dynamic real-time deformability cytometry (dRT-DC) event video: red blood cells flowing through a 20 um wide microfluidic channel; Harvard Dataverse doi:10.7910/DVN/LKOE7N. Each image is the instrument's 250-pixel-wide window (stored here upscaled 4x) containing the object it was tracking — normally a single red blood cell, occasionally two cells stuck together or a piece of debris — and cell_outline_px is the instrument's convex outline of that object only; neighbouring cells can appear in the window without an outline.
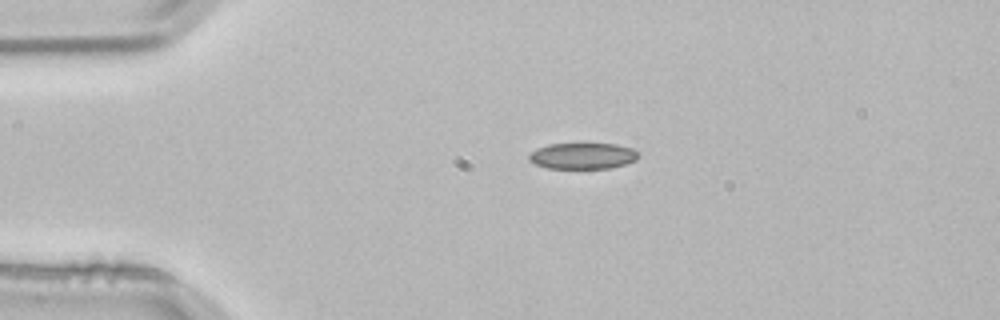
{"species": "common noctule bat (a hibernating species)", "species_latin": "Nyctalus noctula", "temperature_condition": "room temperature", "stored_images_in_passage": 2, "camera_frame_rate_fps": 3000, "um_per_image_px": 0.085, "animal": {"sex": "male", "body_mass_g": 21.5, "forearm_length_mm": 52.0}, "frame": {"image": 1, "passage_image": 1, "time_ms": 0.0, "image_size_px": [1000, 320], "cell_outline_px": [[640, 156], [636, 160], [628, 164], [612, 168], [548, 168], [536, 164], [528, 160], [528, 156], [536, 148], [548, 144], [616, 144], [632, 148], [640, 152]], "centroid_in_image_um": [49.58, 13.25], "position_along_channel_um": 35.4, "area_um2": 16.82}}